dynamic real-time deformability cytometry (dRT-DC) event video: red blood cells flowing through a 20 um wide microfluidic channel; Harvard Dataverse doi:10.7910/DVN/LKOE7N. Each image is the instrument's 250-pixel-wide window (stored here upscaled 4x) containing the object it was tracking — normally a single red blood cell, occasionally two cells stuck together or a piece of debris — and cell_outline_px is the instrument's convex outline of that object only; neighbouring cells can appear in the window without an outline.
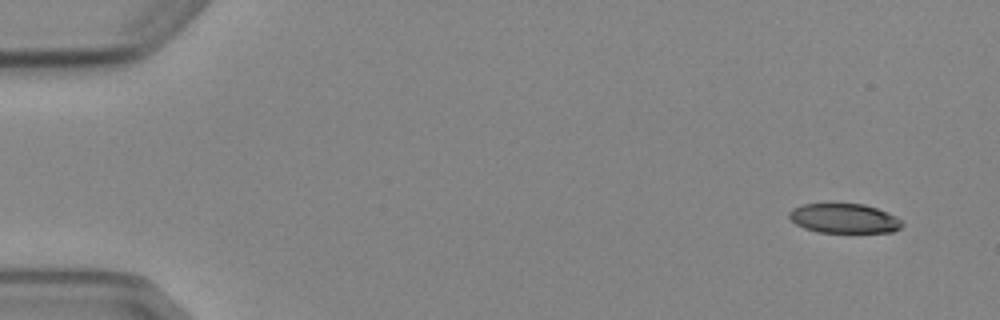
{"species": "Egyptian fruit bat (a non-hibernating species)", "species_latin": "Rousettus aegyptiacus", "temperature_condition": "cold", "stored_images_in_passage": 7, "camera_frame_rate_fps": 3000, "um_per_image_px": 0.085, "animal": {"sex": "female"}, "frame": {"image": 1, "passage_image": 1, "time_ms": 0.0, "image_size_px": [1000, 320], "cell_outline_px": [[904, 224], [900, 228], [892, 232], [816, 232], [804, 228], [796, 224], [788, 216], [788, 212], [792, 208], [804, 204], [864, 204], [876, 208], [896, 216]], "centroid_in_image_um": [71.74, 18.57], "position_along_channel_um": 13.3, "area_um2": 19.36}}
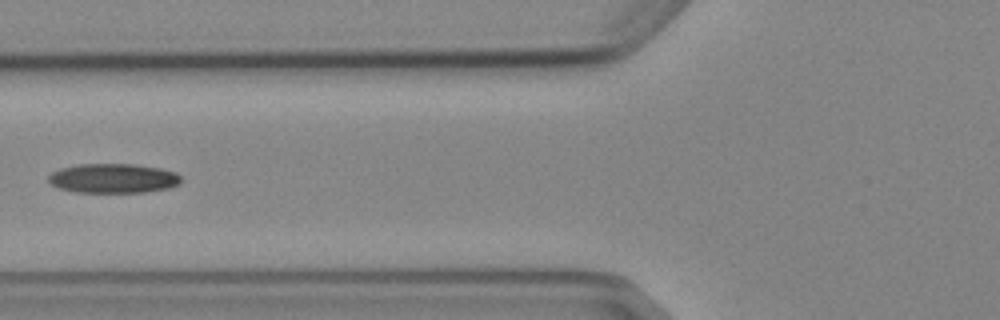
{"frame": {"image": 2, "passage_image": 6, "time_ms": 6.0, "image_size_px": [1000, 320], "cell_outline_px": [[180, 184], [172, 188], [144, 192], [76, 192], [60, 188], [52, 184], [48, 180], [48, 176], [52, 172], [60, 168], [76, 164], [136, 164], [160, 168], [176, 172], [180, 176]], "centroid_in_image_um": [9.65, 15.15], "position_along_channel_um": 116.2, "area_um2": 22.89}}
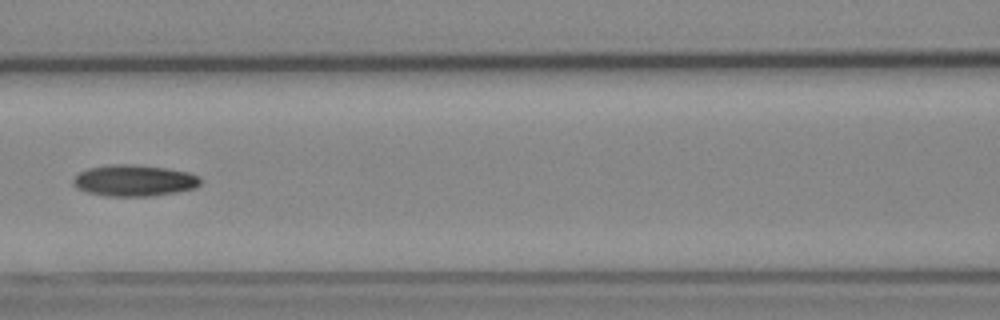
{"frame": {"image": 3, "passage_image": 7, "time_ms": 7.0, "image_size_px": [1000, 320], "cell_outline_px": [[200, 184], [196, 188], [176, 192], [152, 196], [108, 196], [88, 192], [76, 188], [72, 184], [72, 180], [80, 172], [88, 168], [112, 164], [132, 164], [168, 168], [188, 172], [200, 176]], "centroid_in_image_um": [11.42, 15.34], "position_along_channel_um": 155.2, "area_um2": 23.35}}